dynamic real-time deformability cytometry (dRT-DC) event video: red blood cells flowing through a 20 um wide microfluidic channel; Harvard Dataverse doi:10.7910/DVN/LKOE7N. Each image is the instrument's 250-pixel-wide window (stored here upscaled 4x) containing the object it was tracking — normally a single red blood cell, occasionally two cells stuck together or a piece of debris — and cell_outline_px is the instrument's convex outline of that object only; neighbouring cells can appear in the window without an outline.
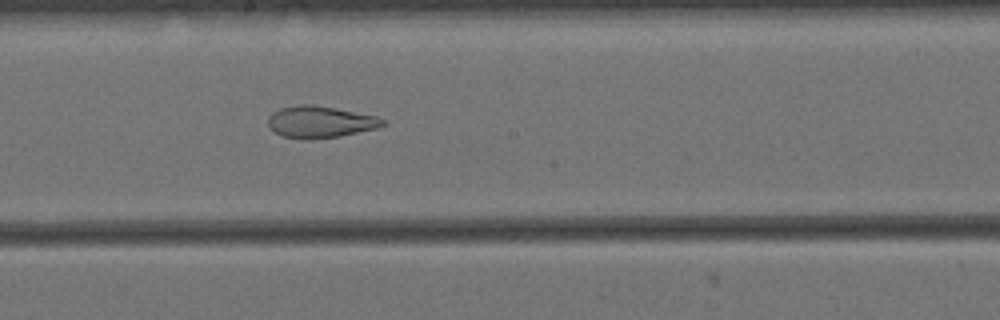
{"species": "Egyptian fruit bat (a non-hibernating species)", "species_latin": "Rousettus aegyptiacus", "temperature_condition": "cold", "stored_images_in_passage": 46, "camera_frame_rate_fps": 3000, "um_per_image_px": 0.085, "animal": {"sex": "female"}, "frame": {"image": 1, "passage_image": 23, "time_ms": 7.333, "image_size_px": [1000, 320], "cell_outline_px": [[388, 124], [376, 128], [340, 136], [280, 136], [268, 124], [268, 116], [272, 112], [280, 108], [300, 104], [312, 104], [376, 116], [384, 120]], "centroid_in_image_um": [27.23, 10.31], "position_along_channel_um": 221.0, "area_um2": 20.29}}
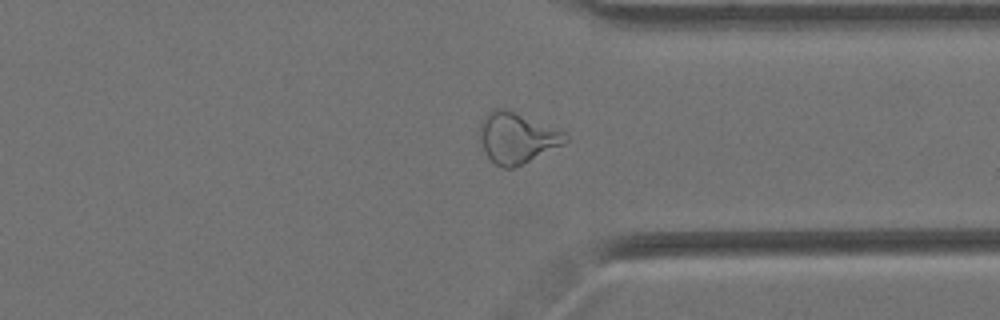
{"frame": {"image": 2, "passage_image": 36, "time_ms": 11.667, "image_size_px": [1000, 320], "cell_outline_px": [[568, 140], [564, 144], [512, 168], [504, 168], [496, 164], [488, 156], [480, 140], [480, 124], [484, 116], [492, 108], [504, 108], [564, 132], [568, 136]], "centroid_in_image_um": [43.91, 11.7], "position_along_channel_um": 367.5, "area_um2": 24.62}, "authors_computed_cell_mechanics": {"area_um2": 24.7673, "velocity_mm_per_s": 3.4327, "shape_relaxation_time_tau1_ms": null, "shape_relaxation_time_tau2_ms": 2.0538, "deformation_change_tau1": null, "deformation_change_tau2": 0.1012}}